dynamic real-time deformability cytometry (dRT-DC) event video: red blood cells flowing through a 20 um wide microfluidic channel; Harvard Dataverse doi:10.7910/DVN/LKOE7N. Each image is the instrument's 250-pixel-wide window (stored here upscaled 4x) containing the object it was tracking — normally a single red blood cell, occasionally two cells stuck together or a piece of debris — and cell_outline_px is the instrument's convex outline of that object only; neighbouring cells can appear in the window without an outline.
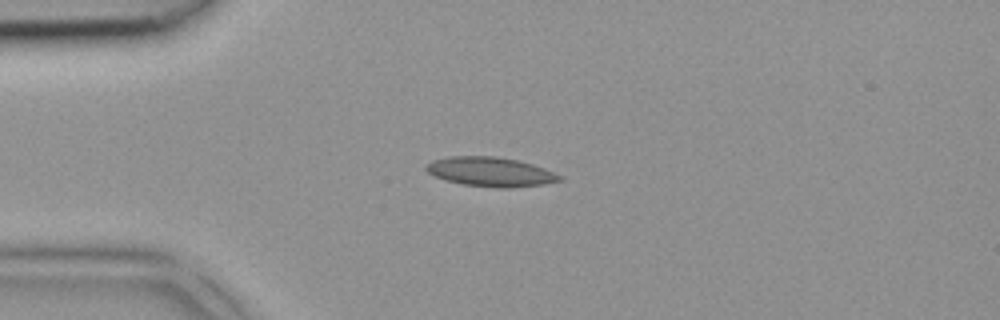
{"species": "common noctule bat (a hibernating species)", "species_latin": "Nyctalus noctula", "temperature_condition": "room temperature", "stored_images_in_passage": 2, "camera_frame_rate_fps": 3000, "um_per_image_px": 0.085, "animal": {"sex": "female", "body_mass_g": 18.4}, "frame": {"image": 1, "passage_image": 1, "time_ms": 0.0, "image_size_px": [1000, 320], "cell_outline_px": [[564, 180], [544, 184], [508, 188], [496, 188], [460, 184], [436, 176], [428, 172], [424, 168], [424, 164], [432, 160], [448, 156], [496, 156], [516, 160], [532, 164], [544, 168], [564, 176]], "centroid_in_image_um": [41.7, 14.6], "position_along_channel_um": 43.3, "area_um2": 23.0}}